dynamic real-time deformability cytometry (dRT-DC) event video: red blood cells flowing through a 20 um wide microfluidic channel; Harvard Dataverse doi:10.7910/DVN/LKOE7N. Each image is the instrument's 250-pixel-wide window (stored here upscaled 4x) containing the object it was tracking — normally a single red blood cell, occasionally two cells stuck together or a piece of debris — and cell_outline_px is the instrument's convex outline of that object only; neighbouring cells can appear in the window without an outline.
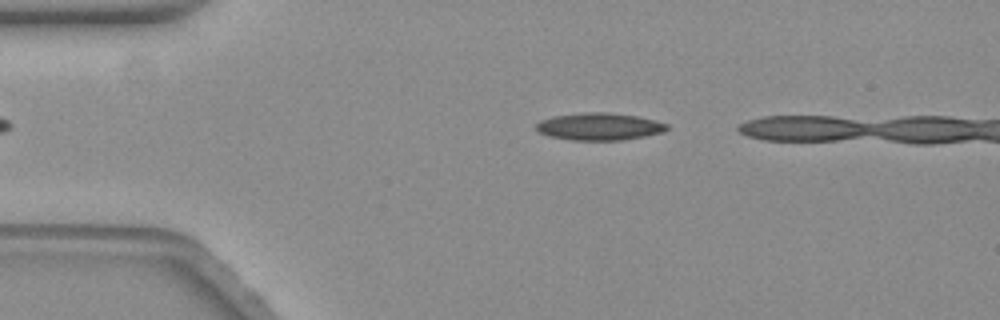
{"species": "common noctule bat (a hibernating species)", "species_latin": "Nyctalus noctula", "temperature_condition": "warm", "stored_images_in_passage": 13, "camera_frame_rate_fps": 3000, "um_per_image_px": 0.085, "animal": {"sex": "female", "body_mass_g": 19.3, "forearm_length_mm": 54.1}, "frame": {"image": 1, "passage_image": 8, "time_ms": 2.333, "image_size_px": [1000, 320], "cell_outline_px": [[668, 128], [660, 132], [620, 140], [572, 140], [552, 136], [540, 132], [536, 128], [536, 124], [540, 120], [552, 116], [584, 112], [608, 112], [636, 116], [668, 124]], "centroid_in_image_um": [50.88, 10.74], "position_along_channel_um": 34.1, "area_um2": 20.35}}